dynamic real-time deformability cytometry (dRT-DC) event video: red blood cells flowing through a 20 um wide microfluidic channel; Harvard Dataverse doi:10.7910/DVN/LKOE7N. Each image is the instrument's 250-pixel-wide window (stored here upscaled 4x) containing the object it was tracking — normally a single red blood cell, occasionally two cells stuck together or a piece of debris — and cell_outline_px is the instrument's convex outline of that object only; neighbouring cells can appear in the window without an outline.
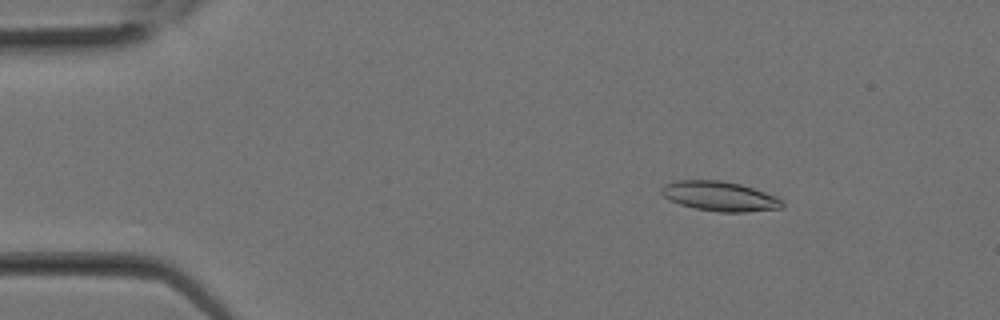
{"species": "Egyptian fruit bat (a non-hibernating species)", "species_latin": "Rousettus aegyptiacus", "temperature_condition": "room temperature", "stored_images_in_passage": 10, "camera_frame_rate_fps": 3000, "um_per_image_px": 0.085, "animal": {"sex": "female"}, "frame": {"image": 1, "passage_image": 4, "time_ms": 1.0, "image_size_px": [1000, 320], "cell_outline_px": [[784, 204], [780, 208], [744, 212], [720, 212], [696, 208], [680, 204], [664, 196], [660, 192], [660, 188], [664, 184], [676, 180], [720, 180], [740, 184], [776, 196]], "centroid_in_image_um": [61.14, 16.67], "position_along_channel_um": 23.9, "area_um2": 20.63}}
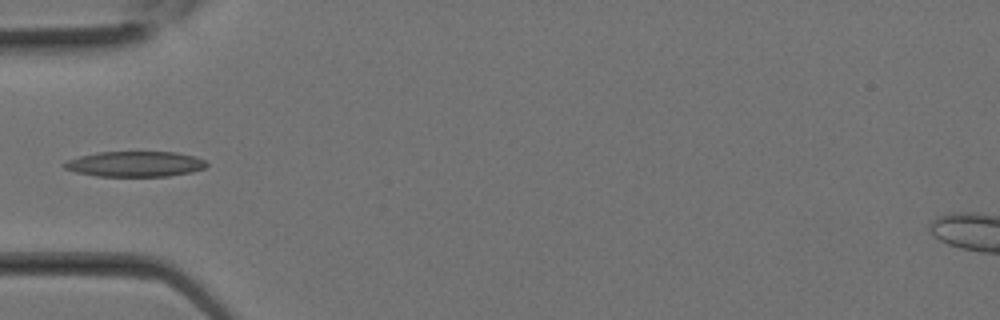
{"frame": {"image": 2, "passage_image": 9, "time_ms": 2.667, "image_size_px": [1000, 320], "cell_outline_px": [[208, 164], [204, 168], [192, 172], [168, 176], [96, 176], [76, 172], [64, 168], [60, 164], [68, 160], [80, 156], [100, 152], [176, 152], [196, 156], [204, 160]], "centroid_in_image_um": [11.48, 13.94], "position_along_channel_um": 73.5, "area_um2": 21.1}}